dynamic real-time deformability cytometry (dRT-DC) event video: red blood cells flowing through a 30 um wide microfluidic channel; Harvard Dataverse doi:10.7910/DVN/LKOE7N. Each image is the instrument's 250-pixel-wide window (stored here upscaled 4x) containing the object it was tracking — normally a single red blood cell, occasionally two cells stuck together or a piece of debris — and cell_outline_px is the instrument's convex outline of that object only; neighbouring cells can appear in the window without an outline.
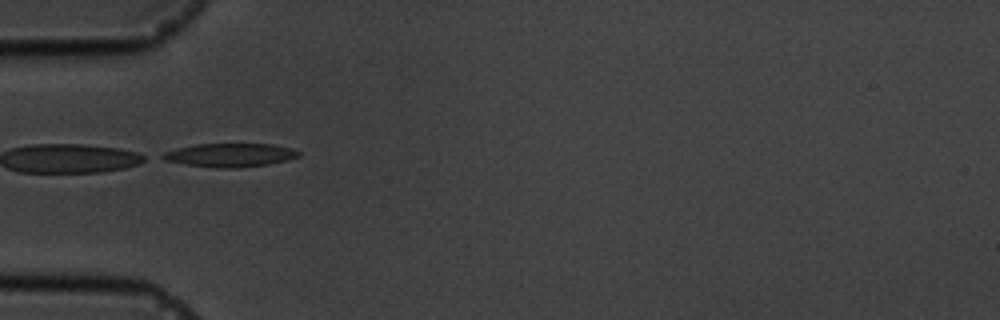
{"species": "common noctule bat (a hibernating species)", "species_latin": "Nyctalus noctula", "temperature_condition": "cold", "stored_images_in_passage": 4, "camera_frame_rate_fps": 3000, "um_per_image_px": 0.085, "animal": {"sex": "male", "body_mass_g": 19.5, "forearm_length_mm": 54.6}, "frame": {"image": 1, "passage_image": 3, "time_ms": 3.333, "image_size_px": [1000, 320], "cell_outline_px": [[300, 156], [268, 164], [236, 168], [224, 168], [188, 164], [164, 160], [156, 156], [164, 152], [196, 144], [272, 144], [292, 148], [300, 152]], "centroid_in_image_um": [19.55, 13.17], "position_along_channel_um": 65.5, "area_um2": 18.38}}